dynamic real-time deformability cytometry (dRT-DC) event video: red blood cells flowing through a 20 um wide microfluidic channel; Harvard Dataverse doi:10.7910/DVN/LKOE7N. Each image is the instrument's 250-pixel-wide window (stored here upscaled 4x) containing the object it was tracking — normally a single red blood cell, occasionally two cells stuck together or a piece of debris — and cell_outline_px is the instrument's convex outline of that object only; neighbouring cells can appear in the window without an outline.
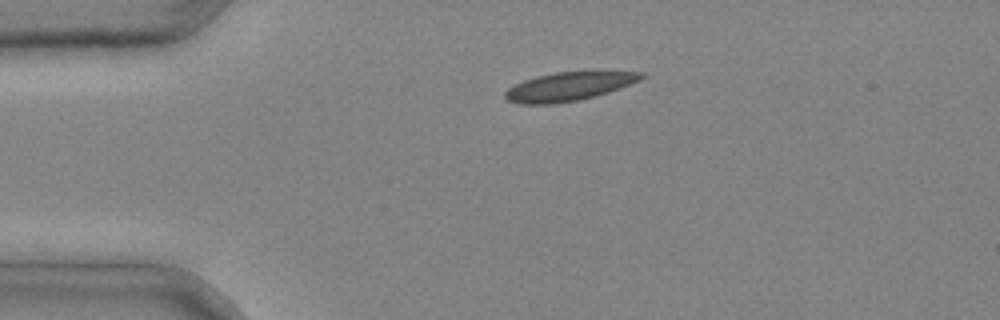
{"species": "common noctule bat (a hibernating species)", "species_latin": "Nyctalus noctula", "temperature_condition": "cold", "stored_images_in_passage": 3, "segment_of_instrument_passage": [1, 2], "camera_frame_rate_fps": 3000, "um_per_image_px": 0.085, "animal": {"sex": "male", "body_mass_g": 20.4}, "frame": {"image": 1, "passage_image": 2, "time_ms": 0.333, "image_size_px": [1000, 320], "cell_outline_px": [[644, 76], [640, 80], [620, 88], [596, 96], [576, 100], [552, 104], [516, 104], [508, 100], [504, 96], [504, 92], [508, 88], [524, 80], [536, 76], [556, 72], [644, 72]], "centroid_in_image_um": [48.3, 7.36], "position_along_channel_um": 36.7, "area_um2": 22.43}}